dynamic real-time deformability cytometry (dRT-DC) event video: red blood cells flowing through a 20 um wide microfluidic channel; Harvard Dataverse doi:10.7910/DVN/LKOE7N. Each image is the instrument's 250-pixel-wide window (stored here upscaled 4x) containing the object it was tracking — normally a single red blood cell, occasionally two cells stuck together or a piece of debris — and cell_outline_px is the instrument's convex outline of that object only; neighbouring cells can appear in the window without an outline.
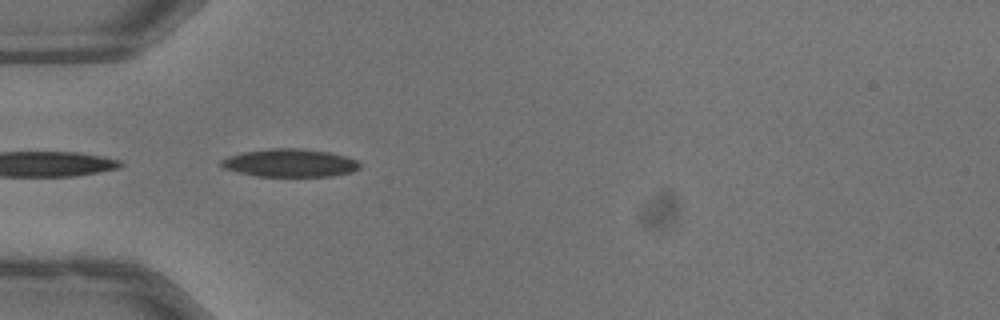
{"species": "common noctule bat (a hibernating species)", "species_latin": "Nyctalus noctula", "temperature_condition": "warm", "stored_images_in_passage": 3, "camera_frame_rate_fps": 3000, "um_per_image_px": 0.085, "animal": {"sex": "male", "body_mass_g": 13.3}, "frame": {"image": 1, "passage_image": 1, "time_ms": 0.0, "image_size_px": [1000, 320], "cell_outline_px": [[360, 168], [352, 172], [332, 176], [256, 176], [224, 168], [220, 164], [220, 160], [228, 156], [244, 152], [268, 148], [296, 148], [328, 152], [344, 156], [356, 160], [360, 164]], "centroid_in_image_um": [24.64, 13.85], "position_along_channel_um": 60.4, "area_um2": 22.43}}